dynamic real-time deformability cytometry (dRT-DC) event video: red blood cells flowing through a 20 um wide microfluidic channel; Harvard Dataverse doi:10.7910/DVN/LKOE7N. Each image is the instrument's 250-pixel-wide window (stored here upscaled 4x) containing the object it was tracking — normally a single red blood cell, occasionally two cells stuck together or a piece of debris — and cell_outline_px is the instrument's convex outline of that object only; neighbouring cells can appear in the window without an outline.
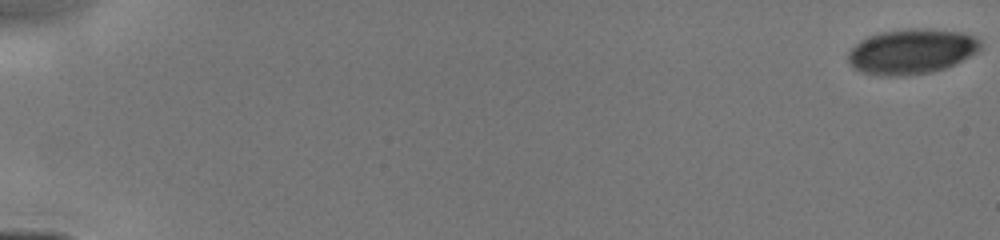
{"species": "human", "species_latin": "Homo sapiens", "temperature_condition": "cold", "stored_images_in_passage": 43, "camera_frame_rate_fps": 3000, "um_per_image_px": 0.085, "donor": {"sex": "male"}, "frame": {"image": 1, "passage_image": 1, "time_ms": 0.0, "image_size_px": [1000, 240], "cell_outline_px": [[980, 48], [976, 52], [956, 64], [932, 72], [908, 76], [876, 76], [860, 72], [852, 68], [848, 60], [848, 52], [860, 40], [868, 36], [884, 32], [960, 32], [972, 36], [980, 40]], "centroid_in_image_um": [77.41, 4.47], "position_along_channel_um": 7.6, "area_um2": 33.64}}
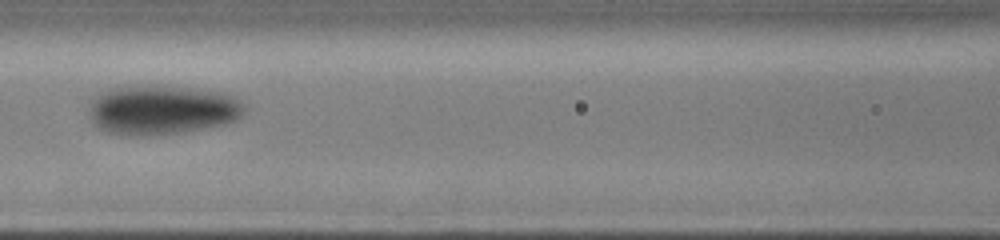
{"frame": {"image": 2, "passage_image": 22, "time_ms": 7.667, "image_size_px": [1000, 240], "cell_outline_px": [[244, 112], [236, 120], [224, 124], [180, 132], [140, 136], [128, 136], [108, 132], [100, 128], [88, 116], [88, 108], [92, 100], [96, 96], [112, 88], [140, 84], [152, 84], [200, 88], [220, 92], [236, 96], [244, 104]], "centroid_in_image_um": [13.77, 9.31], "position_along_channel_um": 152.8, "area_um2": 45.32}}
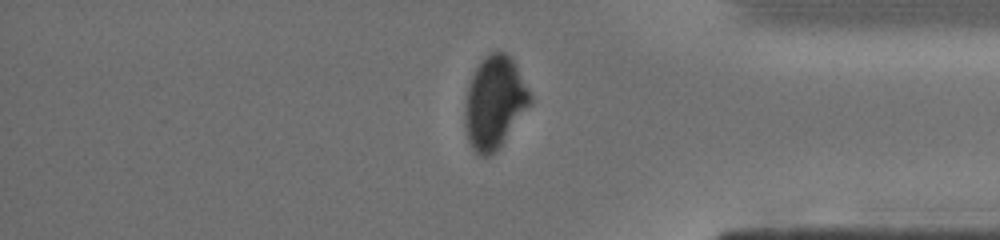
{"frame": {"image": 3, "passage_image": 37, "time_ms": 13.333, "image_size_px": [1000, 240], "cell_outline_px": [[532, 100], [496, 152], [488, 156], [480, 156], [472, 148], [468, 140], [464, 124], [464, 112], [468, 88], [472, 76], [476, 68], [492, 52], [508, 52], [516, 64], [532, 96]], "centroid_in_image_um": [42.03, 8.72], "position_along_channel_um": 393.2, "area_um2": 34.56}}